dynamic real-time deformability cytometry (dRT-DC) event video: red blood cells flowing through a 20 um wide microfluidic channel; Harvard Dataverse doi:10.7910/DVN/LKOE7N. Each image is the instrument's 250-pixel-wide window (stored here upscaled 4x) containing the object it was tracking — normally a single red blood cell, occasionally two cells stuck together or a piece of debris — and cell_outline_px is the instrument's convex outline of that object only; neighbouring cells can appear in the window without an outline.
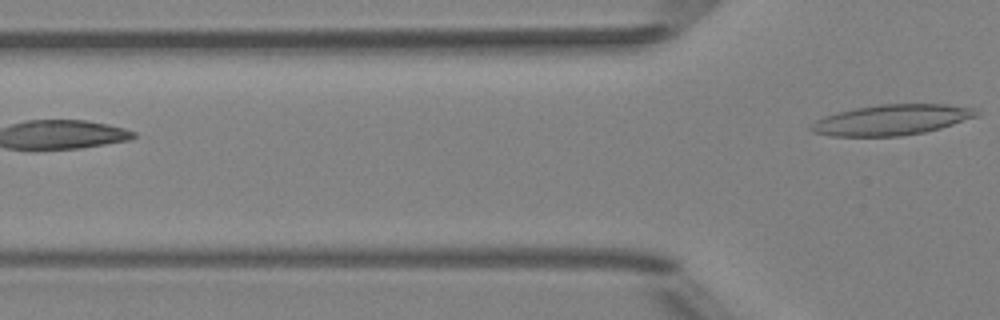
{"species": "Egyptian fruit bat (a non-hibernating species)", "species_latin": "Rousettus aegyptiacus", "temperature_condition": "room temperature", "stored_images_in_passage": 4, "camera_frame_rate_fps": 3000, "um_per_image_px": 0.085, "animal": {"sex": "female"}, "frame": {"image": 1, "passage_image": 4, "time_ms": 1.0, "image_size_px": [1000, 320], "cell_outline_px": [[980, 112], [976, 116], [940, 128], [924, 132], [900, 136], [832, 136], [812, 132], [808, 128], [816, 120], [824, 116], [836, 112], [856, 108], [880, 104], [944, 104], [972, 108]], "centroid_in_image_um": [75.74, 10.19], "position_along_channel_um": 50.1, "area_um2": 29.19}}